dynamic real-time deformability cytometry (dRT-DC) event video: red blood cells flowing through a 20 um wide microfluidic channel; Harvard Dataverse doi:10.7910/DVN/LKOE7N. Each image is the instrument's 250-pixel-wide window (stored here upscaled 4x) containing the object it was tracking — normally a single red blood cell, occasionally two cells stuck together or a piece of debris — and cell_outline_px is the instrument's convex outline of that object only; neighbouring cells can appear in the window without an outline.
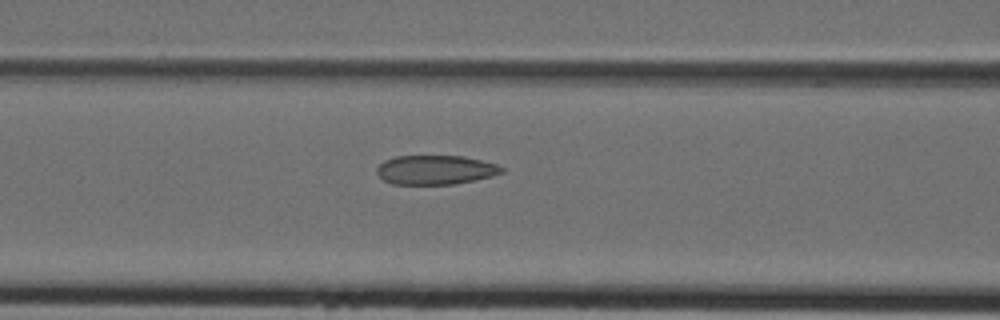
{"species": "Egyptian fruit bat (a non-hibernating species)", "species_latin": "Rousettus aegyptiacus", "temperature_condition": "cold", "stored_images_in_passage": 31, "camera_frame_rate_fps": 3000, "um_per_image_px": 0.085, "animal": {"sex": "female"}, "frame": {"image": 1, "passage_image": 13, "time_ms": 4.0, "image_size_px": [1000, 320], "cell_outline_px": [[504, 172], [492, 176], [476, 180], [452, 184], [392, 184], [384, 180], [376, 172], [376, 168], [384, 160], [396, 156], [464, 156], [496, 164], [504, 168]], "centroid_in_image_um": [37.01, 14.44], "position_along_channel_um": 129.6, "area_um2": 21.27}}
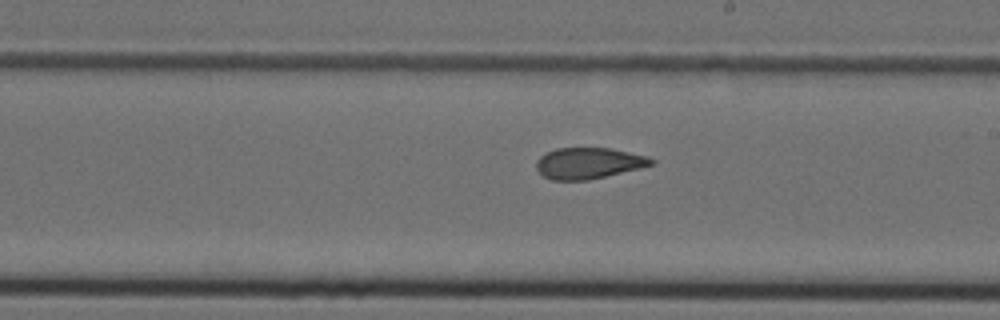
{"frame": {"image": 2, "passage_image": 20, "time_ms": 6.333, "image_size_px": [1000, 320], "cell_outline_px": [[656, 164], [640, 168], [588, 180], [552, 180], [544, 176], [536, 168], [536, 160], [544, 152], [556, 148], [608, 148], [648, 156], [656, 160]], "centroid_in_image_um": [50.03, 13.86], "position_along_channel_um": 239.0, "area_um2": 20.92}}
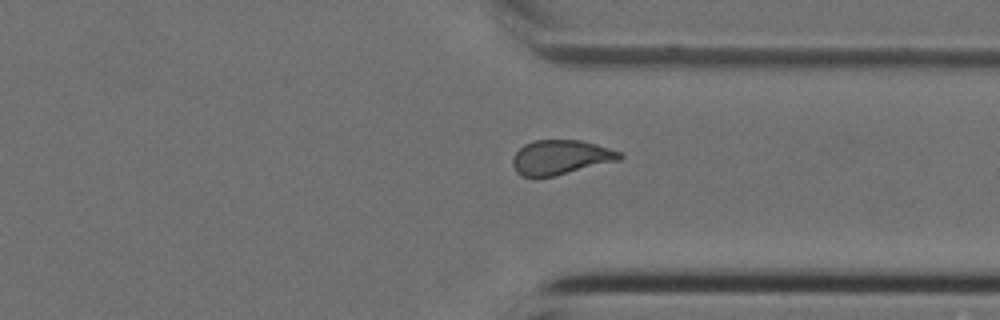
{"frame": {"image": 3, "passage_image": 28, "time_ms": 9.0, "image_size_px": [1000, 320], "cell_outline_px": [[624, 156], [620, 160], [556, 176], [520, 176], [516, 172], [512, 164], [512, 156], [524, 144], [532, 140], [580, 140], [596, 144], [620, 152]], "centroid_in_image_um": [47.64, 13.37], "position_along_channel_um": 363.8, "area_um2": 21.62}}